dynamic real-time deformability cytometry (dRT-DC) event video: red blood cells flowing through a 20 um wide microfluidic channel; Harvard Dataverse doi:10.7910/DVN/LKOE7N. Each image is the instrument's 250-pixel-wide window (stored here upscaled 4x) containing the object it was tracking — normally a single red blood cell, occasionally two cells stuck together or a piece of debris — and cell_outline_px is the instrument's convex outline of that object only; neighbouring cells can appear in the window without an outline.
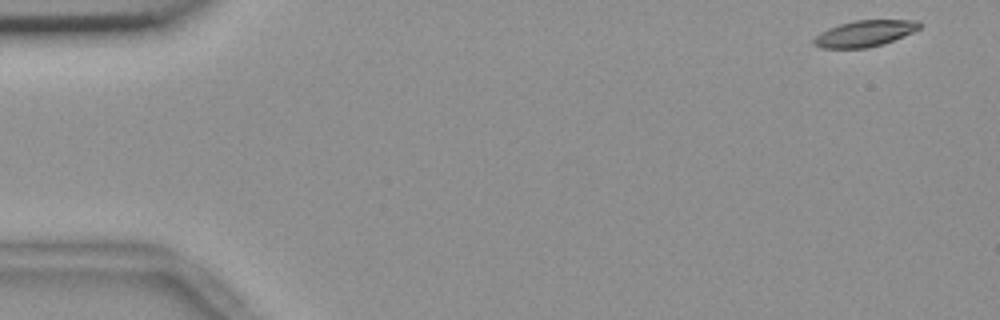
{"species": "common noctule bat (a hibernating species)", "species_latin": "Nyctalus noctula", "temperature_condition": "room temperature", "stored_images_in_passage": 16, "camera_frame_rate_fps": 3000, "um_per_image_px": 0.085, "animal": {"sex": "female", "body_mass_g": 18.4}, "frame": {"image": 1, "passage_image": 1, "time_ms": 0.0, "image_size_px": [1000, 320], "cell_outline_px": [[924, 24], [920, 28], [904, 36], [884, 44], [868, 48], [820, 48], [812, 44], [812, 40], [820, 32], [828, 28], [840, 24], [856, 20], [920, 20]], "centroid_in_image_um": [73.51, 2.85], "position_along_channel_um": 11.5, "area_um2": 16.36}}
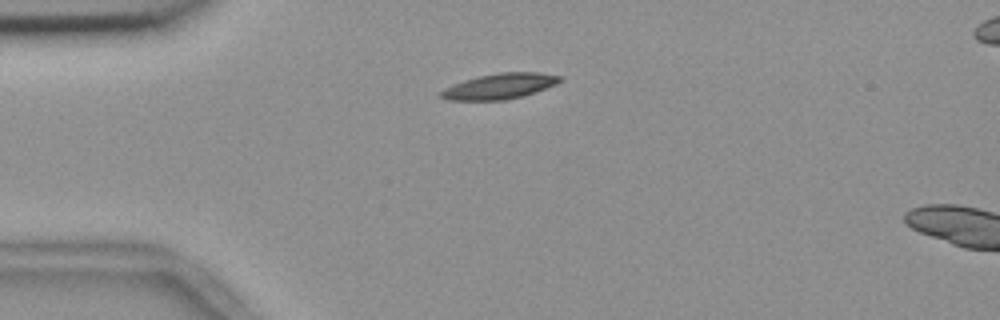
{"frame": {"image": 2, "passage_image": 12, "time_ms": 3.667, "image_size_px": [1000, 320], "cell_outline_px": [[564, 80], [556, 84], [536, 92], [504, 100], [448, 100], [436, 96], [444, 88], [452, 84], [476, 76], [500, 72], [540, 72], [564, 76]], "centroid_in_image_um": [42.47, 7.31], "position_along_channel_um": 42.5, "area_um2": 17.98}}